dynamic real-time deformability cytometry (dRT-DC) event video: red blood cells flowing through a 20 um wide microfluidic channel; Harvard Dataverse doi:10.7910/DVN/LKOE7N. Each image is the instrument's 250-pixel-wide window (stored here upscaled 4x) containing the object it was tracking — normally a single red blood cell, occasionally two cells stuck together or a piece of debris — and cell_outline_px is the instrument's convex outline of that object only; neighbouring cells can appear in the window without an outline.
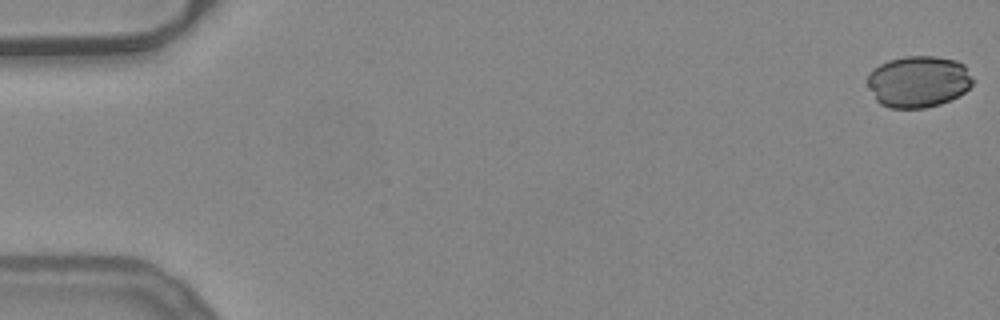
{"species": "common noctule bat (a hibernating species)", "species_latin": "Nyctalus noctula", "temperature_condition": "warm", "stored_images_in_passage": 16, "camera_frame_rate_fps": 3000, "um_per_image_px": 0.085, "animal": {"sex": "female", "body_mass_g": 24.6, "forearm_length_mm": 56.2}, "frame": {"image": 1, "passage_image": 1, "time_ms": 0.0, "image_size_px": [1000, 320], "cell_outline_px": [[972, 84], [964, 92], [940, 104], [924, 108], [888, 108], [880, 104], [876, 100], [868, 84], [868, 72], [872, 68], [888, 60], [904, 56], [936, 56], [956, 60], [964, 64], [972, 76]], "centroid_in_image_um": [78.04, 6.92], "position_along_channel_um": 7.0, "area_um2": 31.73}}
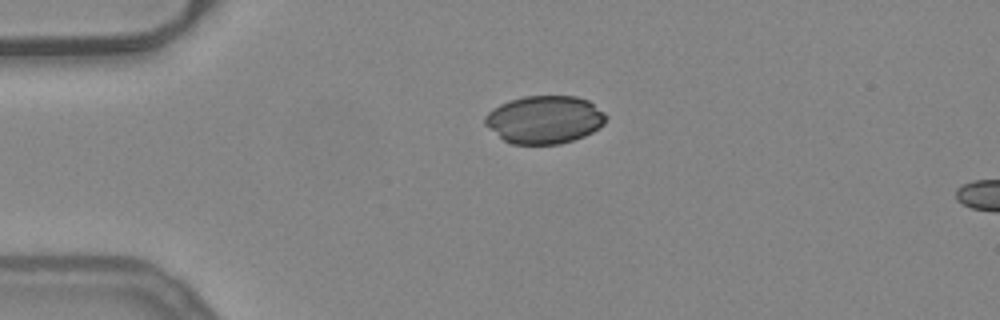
{"frame": {"image": 2, "passage_image": 13, "time_ms": 4.0, "image_size_px": [1000, 320], "cell_outline_px": [[608, 116], [604, 124], [600, 128], [584, 136], [560, 144], [512, 144], [504, 140], [484, 124], [484, 116], [492, 108], [500, 104], [524, 96], [576, 96], [588, 100], [604, 112]], "centroid_in_image_um": [46.29, 10.16], "position_along_channel_um": 38.7, "area_um2": 33.81}}